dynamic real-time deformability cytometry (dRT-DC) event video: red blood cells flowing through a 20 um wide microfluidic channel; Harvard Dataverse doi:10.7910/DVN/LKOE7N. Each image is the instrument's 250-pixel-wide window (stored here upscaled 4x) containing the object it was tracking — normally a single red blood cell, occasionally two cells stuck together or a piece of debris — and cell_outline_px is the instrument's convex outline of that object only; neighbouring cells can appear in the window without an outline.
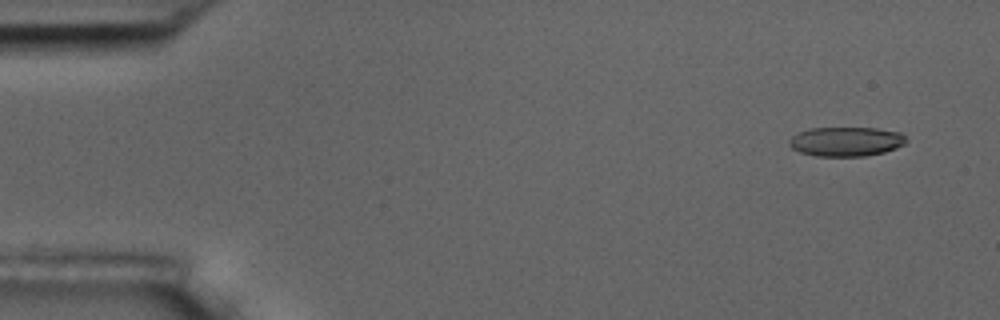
{"species": "common noctule bat (a hibernating species)", "species_latin": "Nyctalus noctula", "temperature_condition": "room temperature", "stored_images_in_passage": 10, "camera_frame_rate_fps": 3000, "um_per_image_px": 0.085, "animal": {"sex": "male", "body_mass_g": 17.5, "forearm_length_mm": 52.3}, "frame": {"image": 1, "passage_image": 1, "time_ms": 0.0, "image_size_px": [1000, 320], "cell_outline_px": [[908, 140], [904, 144], [896, 148], [884, 152], [864, 156], [816, 156], [800, 152], [792, 148], [788, 144], [788, 140], [792, 136], [808, 128], [876, 128], [900, 132]], "centroid_in_image_um": [71.91, 12.03], "position_along_channel_um": 13.1, "area_um2": 20.06}}
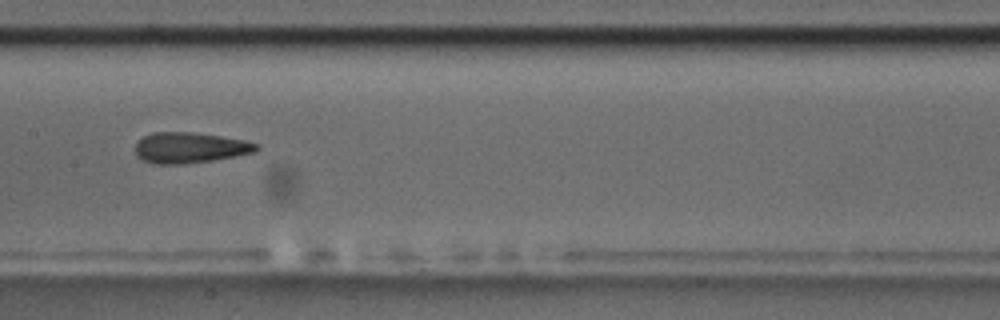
{"frame": {"image": 2, "passage_image": 8, "time_ms": 8.0, "image_size_px": [1000, 320], "cell_outline_px": [[260, 148], [256, 152], [236, 156], [212, 160], [184, 164], [156, 164], [144, 160], [136, 156], [136, 140], [152, 132], [192, 132], [220, 136], [244, 140], [260, 144]], "centroid_in_image_um": [16.15, 12.55], "position_along_channel_um": 191.3, "area_um2": 21.79}}
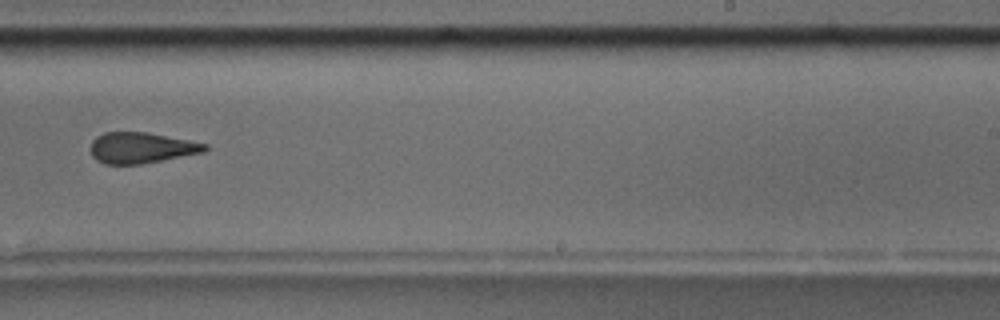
{"frame": {"image": 3, "passage_image": 10, "time_ms": 10.333, "image_size_px": [1000, 320], "cell_outline_px": [[208, 148], [204, 152], [140, 164], [104, 164], [96, 160], [92, 156], [92, 140], [96, 136], [104, 132], [148, 132], [208, 144]], "centroid_in_image_um": [12.0, 12.56], "position_along_channel_um": 277.0, "area_um2": 20.46}}